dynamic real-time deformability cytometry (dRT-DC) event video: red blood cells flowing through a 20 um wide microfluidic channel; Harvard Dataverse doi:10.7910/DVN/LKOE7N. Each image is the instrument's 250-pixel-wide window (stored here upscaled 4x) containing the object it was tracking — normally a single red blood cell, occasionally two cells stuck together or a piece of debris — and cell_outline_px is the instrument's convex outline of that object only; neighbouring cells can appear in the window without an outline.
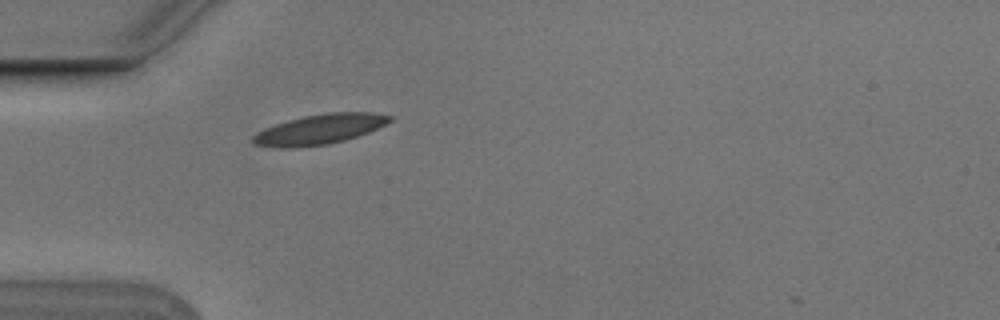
{"species": "Egyptian fruit bat (a non-hibernating species)", "species_latin": "Rousettus aegyptiacus", "temperature_condition": "cold", "stored_images_in_passage": 1, "camera_frame_rate_fps": 3000, "um_per_image_px": 0.085, "animal": {"sex": "male"}, "frame": {"image": 1, "passage_image": 1, "time_ms": 0.0, "image_size_px": [1000, 320], "cell_outline_px": [[392, 120], [368, 132], [344, 140], [328, 144], [288, 148], [280, 148], [252, 144], [252, 136], [256, 132], [264, 128], [288, 120], [304, 116], [328, 112], [372, 112], [392, 116]], "centroid_in_image_um": [27.12, 10.99], "position_along_channel_um": 57.9, "area_um2": 23.76}}